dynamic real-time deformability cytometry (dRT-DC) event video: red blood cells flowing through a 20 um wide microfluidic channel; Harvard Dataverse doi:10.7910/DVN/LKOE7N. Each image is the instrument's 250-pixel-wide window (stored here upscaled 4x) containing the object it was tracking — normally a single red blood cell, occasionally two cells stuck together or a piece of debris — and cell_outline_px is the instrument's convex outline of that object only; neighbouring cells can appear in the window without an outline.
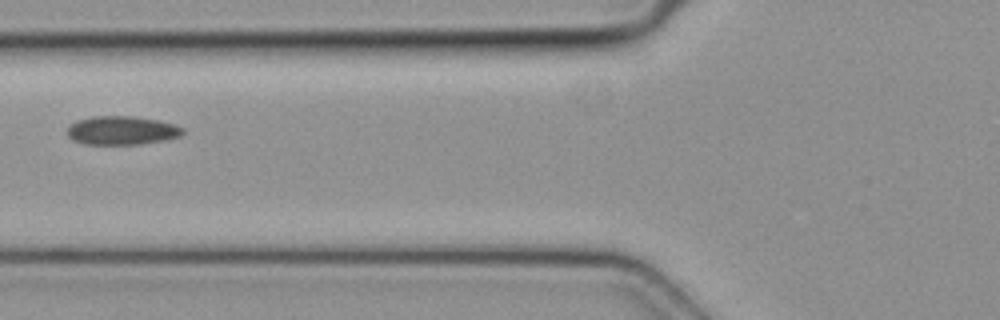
{"species": "common noctule bat (a hibernating species)", "species_latin": "Nyctalus noctula", "temperature_condition": "cold", "stored_images_in_passage": 3, "camera_frame_rate_fps": 3000, "um_per_image_px": 0.085, "animal": {"sex": "female", "body_mass_g": 19.3, "forearm_length_mm": 54.1}, "frame": {"image": 1, "passage_image": 2, "time_ms": 0.333, "image_size_px": [1000, 320], "cell_outline_px": [[184, 132], [180, 136], [164, 140], [140, 144], [84, 144], [72, 140], [68, 136], [68, 128], [76, 120], [92, 116], [132, 116], [160, 120], [184, 128]], "centroid_in_image_um": [10.35, 11.08], "position_along_channel_um": 115.4, "area_um2": 19.31}}
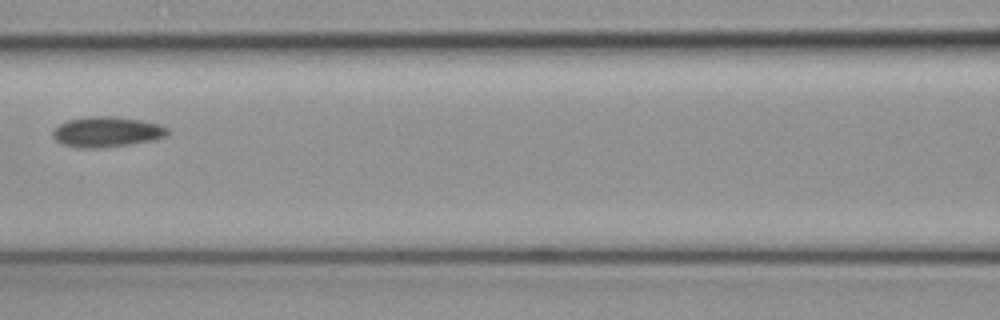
{"frame": {"image": 2, "passage_image": 3, "time_ms": 0.667, "image_size_px": [1000, 320], "cell_outline_px": [[168, 136], [156, 140], [128, 144], [96, 148], [80, 148], [60, 144], [52, 136], [52, 132], [60, 124], [68, 120], [92, 116], [116, 116], [144, 120], [160, 124], [168, 128]], "centroid_in_image_um": [9.11, 11.2], "position_along_channel_um": 157.5, "area_um2": 20.46}}